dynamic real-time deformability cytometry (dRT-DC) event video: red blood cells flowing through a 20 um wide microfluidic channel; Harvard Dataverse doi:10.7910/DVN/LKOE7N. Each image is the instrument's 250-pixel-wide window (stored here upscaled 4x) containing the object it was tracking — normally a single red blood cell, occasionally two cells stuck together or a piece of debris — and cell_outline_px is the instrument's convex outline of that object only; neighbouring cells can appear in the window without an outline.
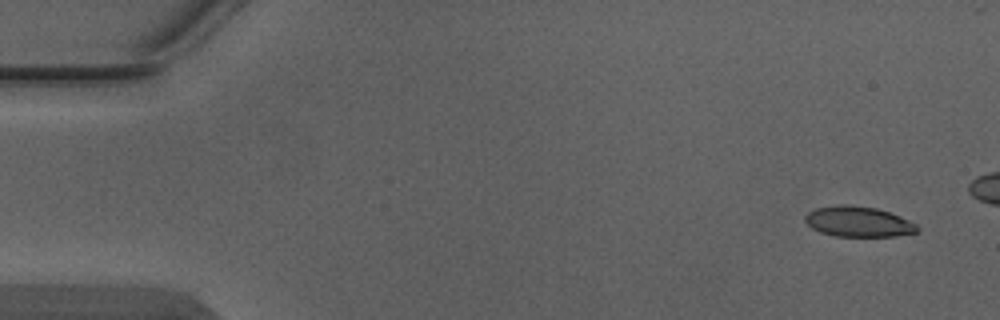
{"species": "Egyptian fruit bat (a non-hibernating species)", "species_latin": "Rousettus aegyptiacus", "temperature_condition": "warm", "stored_images_in_passage": 5, "camera_frame_rate_fps": 3000, "um_per_image_px": 0.085, "animal": {"sex": "male"}, "frame": {"image": 1, "passage_image": 1, "time_ms": 0.0, "image_size_px": [1000, 320], "cell_outline_px": [[920, 228], [916, 232], [896, 236], [836, 236], [820, 232], [812, 228], [804, 220], [804, 216], [808, 212], [816, 208], [840, 204], [848, 204], [876, 208], [900, 216], [916, 224]], "centroid_in_image_um": [72.94, 18.83], "position_along_channel_um": 12.1, "area_um2": 19.83}}